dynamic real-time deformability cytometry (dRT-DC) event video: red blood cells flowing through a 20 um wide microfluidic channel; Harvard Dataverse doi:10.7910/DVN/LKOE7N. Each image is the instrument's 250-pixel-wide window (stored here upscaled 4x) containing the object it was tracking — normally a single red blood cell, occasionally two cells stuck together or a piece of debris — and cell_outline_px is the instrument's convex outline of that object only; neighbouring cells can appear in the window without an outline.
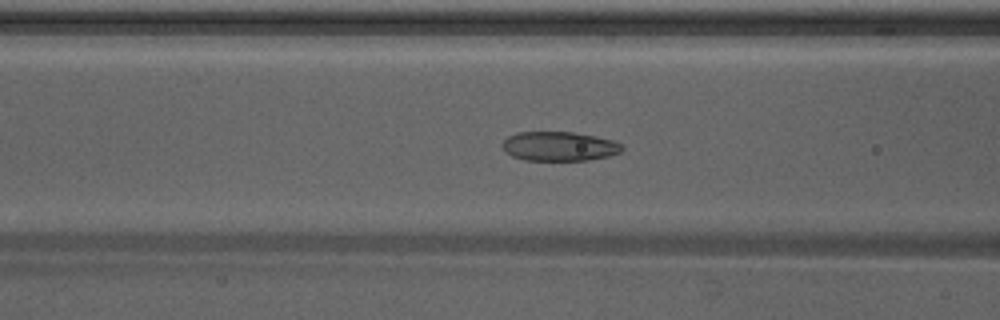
{"species": "Egyptian fruit bat (a non-hibernating species)", "species_latin": "Rousettus aegyptiacus", "temperature_condition": "warm", "stored_images_in_passage": 37, "camera_frame_rate_fps": 3000, "um_per_image_px": 0.085, "animal": {"sex": "male"}, "frame": {"image": 1, "passage_image": 8, "time_ms": 2.333, "image_size_px": [1000, 320], "cell_outline_px": [[624, 148], [620, 152], [608, 156], [588, 160], [524, 160], [512, 156], [504, 148], [504, 140], [508, 136], [516, 132], [572, 132], [596, 136], [612, 140], [620, 144]], "centroid_in_image_um": [47.55, 12.43], "position_along_channel_um": 119.1, "area_um2": 20.23}}
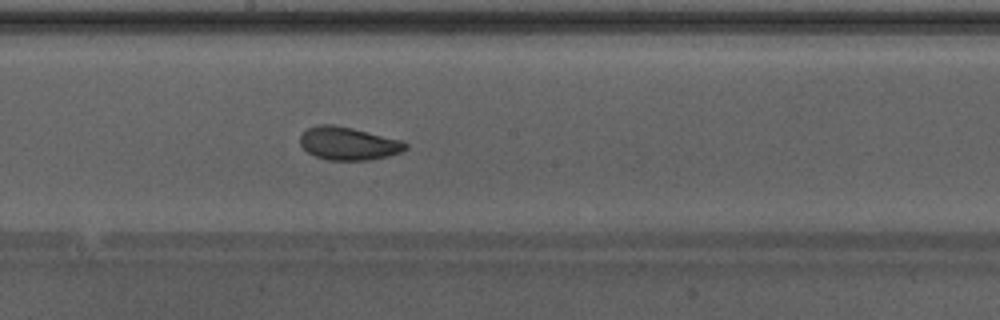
{"frame": {"image": 2, "passage_image": 15, "time_ms": 4.667, "image_size_px": [1000, 320], "cell_outline_px": [[408, 148], [400, 152], [388, 156], [372, 160], [328, 160], [316, 156], [308, 152], [300, 144], [300, 136], [308, 128], [320, 124], [332, 124], [352, 128], [400, 140], [408, 144]], "centroid_in_image_um": [29.61, 12.2], "position_along_channel_um": 218.6, "area_um2": 20.11}}
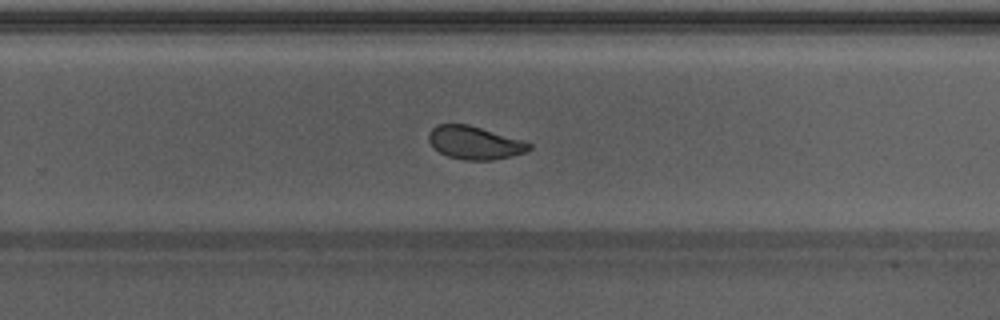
{"frame": {"image": 3, "passage_image": 20, "time_ms": 6.333, "image_size_px": [1000, 320], "cell_outline_px": [[532, 148], [528, 152], [512, 156], [492, 160], [464, 160], [448, 156], [432, 148], [428, 140], [428, 132], [436, 124], [468, 124], [524, 140], [532, 144]], "centroid_in_image_um": [40.35, 12.13], "position_along_channel_um": 289.4, "area_um2": 19.65}, "authors_computed_cell_mechanics": {"area_um2": 20.6924, "velocity_mm_per_s": 4.2639, "shape_relaxation_time_tau1_ms": 4.4251, "shape_relaxation_time_tau2_ms": 1.4908, "deformation_change_tau1": 0.1296, "deformation_change_tau2": 0.0756}}